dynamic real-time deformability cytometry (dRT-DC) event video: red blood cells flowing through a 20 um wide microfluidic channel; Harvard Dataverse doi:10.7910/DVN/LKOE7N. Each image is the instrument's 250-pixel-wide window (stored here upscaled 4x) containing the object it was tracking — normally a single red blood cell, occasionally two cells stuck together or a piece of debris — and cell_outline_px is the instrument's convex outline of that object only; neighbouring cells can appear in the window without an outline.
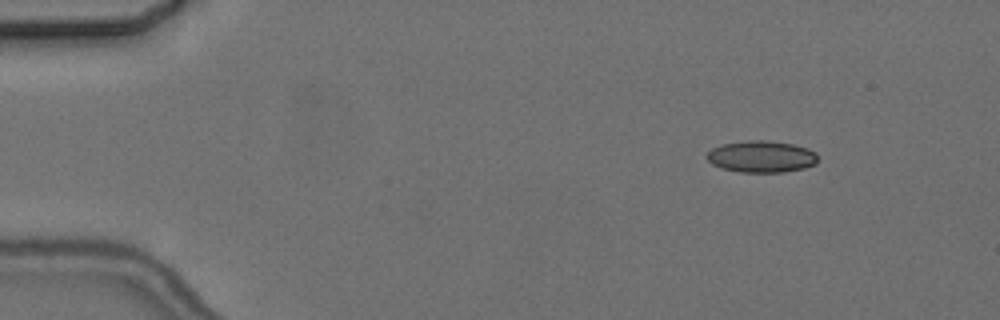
{"species": "common noctule bat (a hibernating species)", "species_latin": "Nyctalus noctula", "temperature_condition": "cold", "stored_images_in_passage": 5, "camera_frame_rate_fps": 3000, "um_per_image_px": 0.085, "animal": {"sex": "female", "body_mass_g": 24.6, "forearm_length_mm": 56.2}, "frame": {"image": 1, "passage_image": 1, "time_ms": 0.0, "image_size_px": [1000, 320], "cell_outline_px": [[816, 164], [804, 168], [784, 172], [740, 172], [720, 168], [712, 164], [704, 156], [712, 148], [720, 144], [748, 140], [768, 140], [792, 144], [808, 148], [816, 152]], "centroid_in_image_um": [64.69, 13.31], "position_along_channel_um": 20.3, "area_um2": 20.69}}
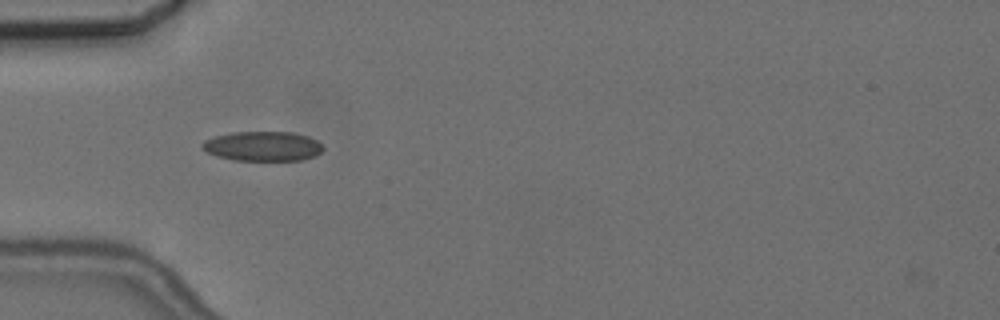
{"frame": {"image": 2, "passage_image": 4, "time_ms": 3.667, "image_size_px": [1000, 320], "cell_outline_px": [[324, 148], [320, 152], [312, 156], [300, 160], [232, 160], [216, 156], [208, 152], [200, 144], [204, 140], [216, 136], [232, 132], [292, 132], [308, 136], [316, 140]], "centroid_in_image_um": [22.31, 12.42], "position_along_channel_um": 62.7, "area_um2": 20.69}}
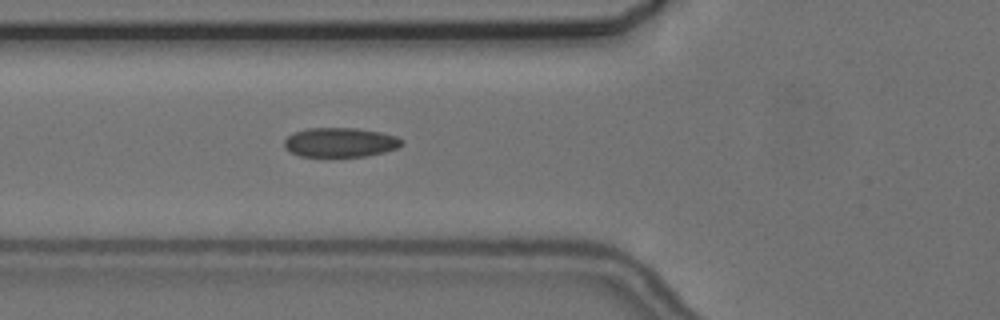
{"frame": {"image": 3, "passage_image": 5, "time_ms": 4.667, "image_size_px": [1000, 320], "cell_outline_px": [[404, 140], [396, 148], [384, 152], [364, 156], [300, 156], [288, 152], [284, 148], [284, 140], [292, 132], [308, 128], [356, 128], [380, 132], [396, 136]], "centroid_in_image_um": [28.86, 12.09], "position_along_channel_um": 96.9, "area_um2": 20.11}}